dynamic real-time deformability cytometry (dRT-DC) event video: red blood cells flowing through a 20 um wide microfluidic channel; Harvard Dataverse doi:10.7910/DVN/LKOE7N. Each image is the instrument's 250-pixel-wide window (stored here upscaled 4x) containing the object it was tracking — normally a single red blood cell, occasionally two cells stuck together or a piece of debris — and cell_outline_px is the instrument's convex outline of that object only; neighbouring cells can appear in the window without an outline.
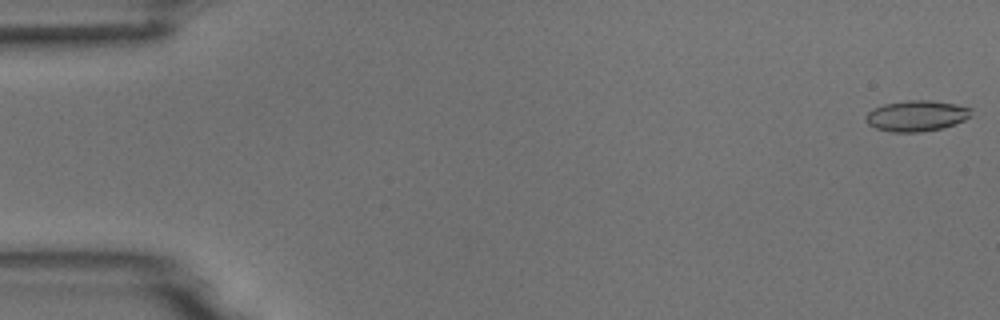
{"species": "common noctule bat (a hibernating species)", "species_latin": "Nyctalus noctula", "temperature_condition": "room temperature", "stored_images_in_passage": 4, "camera_frame_rate_fps": 3000, "um_per_image_px": 0.085, "animal": {"sex": "male", "body_mass_g": 18.8}, "frame": {"image": 1, "passage_image": 1, "time_ms": 0.0, "image_size_px": [1000, 320], "cell_outline_px": [[972, 116], [964, 120], [940, 128], [920, 132], [892, 132], [876, 128], [868, 124], [864, 120], [864, 116], [872, 108], [884, 104], [908, 100], [928, 100], [956, 104], [972, 108]], "centroid_in_image_um": [77.88, 9.84], "position_along_channel_um": 7.1, "area_um2": 18.96}}
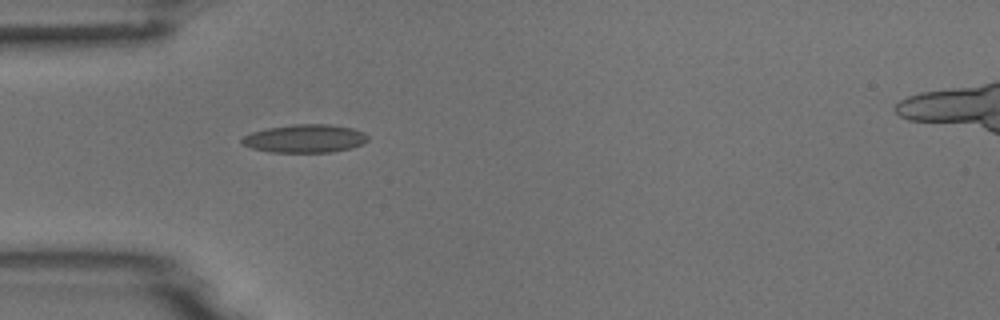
{"frame": {"image": 2, "passage_image": 4, "time_ms": 5.0, "image_size_px": [1000, 320], "cell_outline_px": [[368, 140], [364, 144], [352, 148], [332, 152], [272, 152], [252, 148], [240, 144], [240, 140], [244, 136], [252, 132], [268, 128], [292, 124], [332, 124], [352, 128], [364, 132], [368, 136]], "centroid_in_image_um": [25.94, 11.77], "position_along_channel_um": 59.1, "area_um2": 20.87}}